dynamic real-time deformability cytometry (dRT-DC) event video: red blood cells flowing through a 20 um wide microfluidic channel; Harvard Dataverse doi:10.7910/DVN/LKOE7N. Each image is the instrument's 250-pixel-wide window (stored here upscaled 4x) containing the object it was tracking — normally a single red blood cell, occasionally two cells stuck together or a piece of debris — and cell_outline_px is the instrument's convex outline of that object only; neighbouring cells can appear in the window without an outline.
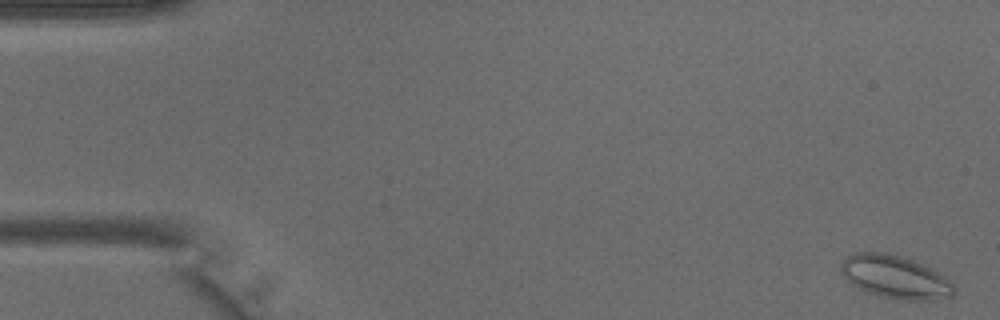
{"species": "common noctule bat (a hibernating species)", "species_latin": "Nyctalus noctula", "temperature_condition": "warm", "stored_images_in_passage": 43, "camera_frame_rate_fps": 3000, "um_per_image_px": 0.085, "animal": {"sex": "male", "body_mass_g": 15.6}, "frame": {"image": 1, "passage_image": 1, "time_ms": 0.0, "image_size_px": [1000, 320], "cell_outline_px": [[956, 292], [952, 296], [932, 300], [900, 300], [880, 296], [868, 292], [852, 284], [840, 272], [840, 264], [848, 256], [856, 252], [888, 252], [924, 264], [932, 268], [944, 276], [956, 288]], "centroid_in_image_um": [76.11, 23.54], "position_along_channel_um": 8.9, "area_um2": 28.38}}
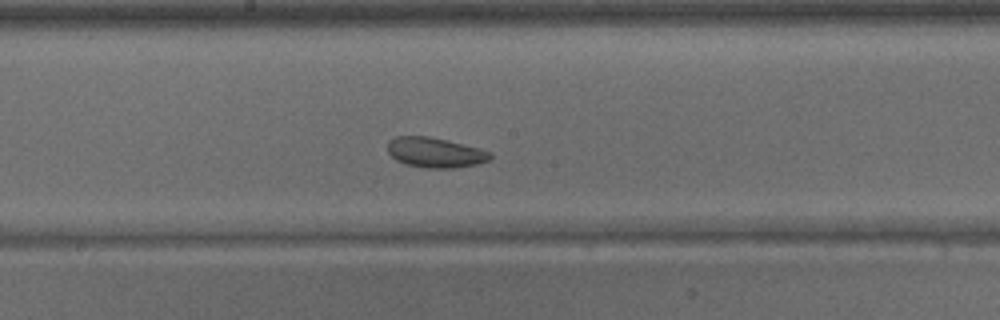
{"frame": {"image": 2, "passage_image": 23, "time_ms": 7.333, "image_size_px": [1000, 320], "cell_outline_px": [[492, 156], [488, 160], [476, 164], [452, 168], [424, 168], [408, 164], [396, 160], [388, 152], [388, 140], [396, 136], [428, 136], [480, 148], [492, 152]], "centroid_in_image_um": [36.98, 12.96], "position_along_channel_um": 211.2, "area_um2": 17.86}}
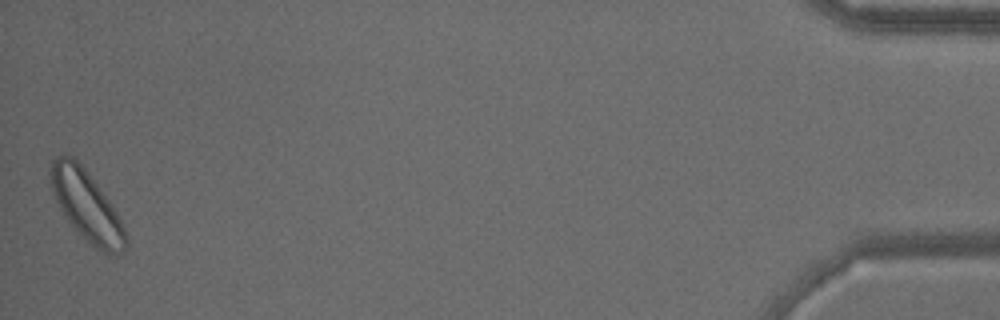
{"frame": {"image": 3, "passage_image": 43, "time_ms": 14.0, "image_size_px": [1000, 320], "cell_outline_px": [[128, 244], [124, 252], [116, 256], [108, 256], [100, 252], [80, 236], [64, 216], [52, 192], [48, 172], [52, 160], [56, 156], [64, 152], [72, 156], [88, 172], [112, 204], [124, 228], [128, 240]], "centroid_in_image_um": [7.36, 17.52], "position_along_channel_um": 427.8, "area_um2": 31.44}}